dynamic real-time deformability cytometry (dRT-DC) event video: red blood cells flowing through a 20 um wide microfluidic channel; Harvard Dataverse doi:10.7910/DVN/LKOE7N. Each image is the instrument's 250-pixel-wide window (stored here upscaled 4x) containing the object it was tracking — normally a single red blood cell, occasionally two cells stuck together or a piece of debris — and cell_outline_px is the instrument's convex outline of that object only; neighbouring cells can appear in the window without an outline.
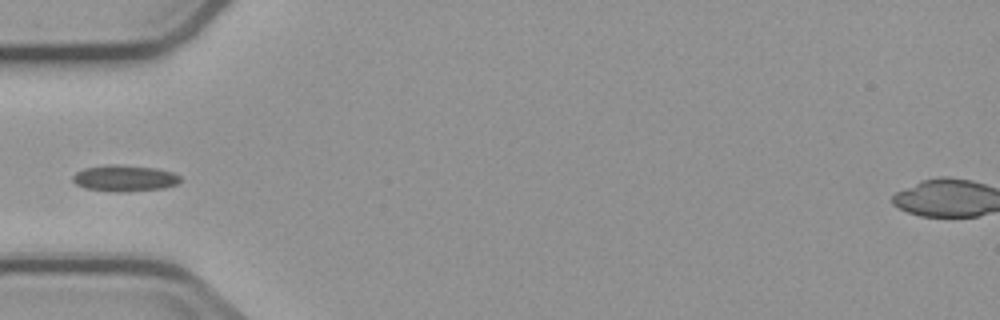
{"species": "common noctule bat (a hibernating species)", "species_latin": "Nyctalus noctula", "temperature_condition": "cold", "stored_images_in_passage": 7, "camera_frame_rate_fps": 3000, "um_per_image_px": 0.085, "animal": {"sex": "male", "body_mass_g": 23.1, "forearm_length_mm": 52.7}, "frame": {"image": 1, "passage_image": 4, "time_ms": 5.0, "image_size_px": [1000, 320], "cell_outline_px": [[180, 180], [176, 184], [164, 188], [128, 192], [108, 192], [84, 188], [76, 184], [72, 180], [72, 176], [76, 172], [84, 168], [112, 164], [116, 164], [156, 168], [172, 172], [180, 176]], "centroid_in_image_um": [10.56, 15.16], "position_along_channel_um": 74.4, "area_um2": 16.65}}
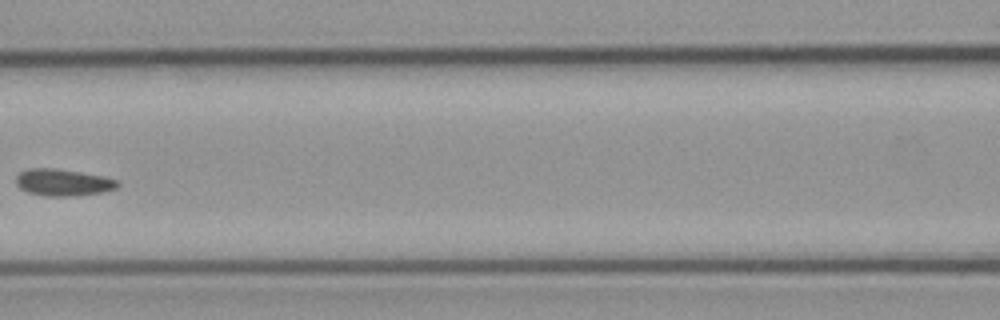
{"frame": {"image": 2, "passage_image": 6, "time_ms": 7.333, "image_size_px": [1000, 320], "cell_outline_px": [[120, 184], [116, 188], [104, 192], [76, 196], [44, 196], [28, 192], [20, 188], [16, 184], [16, 176], [20, 172], [28, 168], [56, 168], [104, 176], [120, 180]], "centroid_in_image_um": [5.39, 15.51], "position_along_channel_um": 161.2, "area_um2": 16.13}}
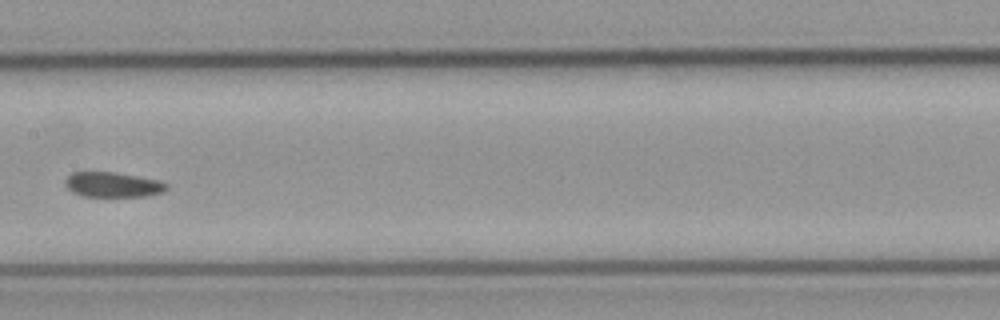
{"frame": {"image": 3, "passage_image": 7, "time_ms": 8.333, "image_size_px": [1000, 320], "cell_outline_px": [[168, 188], [164, 192], [148, 196], [84, 196], [72, 192], [64, 184], [64, 180], [72, 172], [116, 172], [160, 180], [168, 184]], "centroid_in_image_um": [9.62, 15.69], "position_along_channel_um": 197.8, "area_um2": 14.91}}